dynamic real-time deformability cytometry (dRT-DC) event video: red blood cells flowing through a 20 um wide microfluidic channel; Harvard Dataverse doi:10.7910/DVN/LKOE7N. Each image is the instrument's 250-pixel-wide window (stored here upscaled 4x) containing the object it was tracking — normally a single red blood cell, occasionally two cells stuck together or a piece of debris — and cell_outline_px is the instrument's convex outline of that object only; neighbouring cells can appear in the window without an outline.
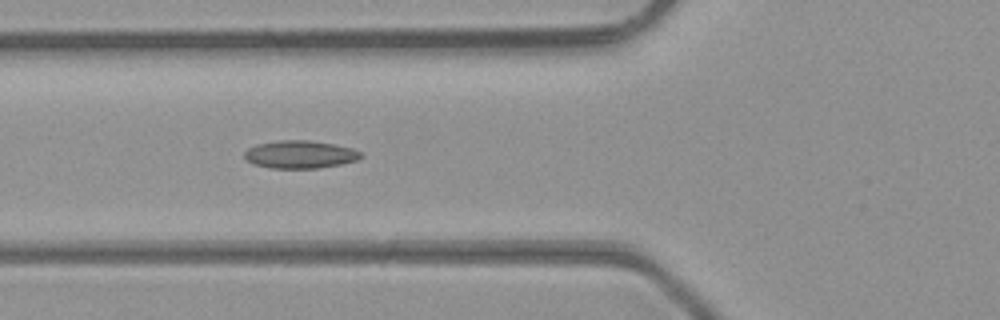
{"species": "common noctule bat (a hibernating species)", "species_latin": "Nyctalus noctula", "temperature_condition": "room temperature", "stored_images_in_passage": 15, "camera_frame_rate_fps": 3000, "um_per_image_px": 0.085, "animal": {"sex": "male", "body_mass_g": 23.1, "forearm_length_mm": 52.7}, "frame": {"image": 1, "passage_image": 7, "time_ms": 2.0, "image_size_px": [1000, 320], "cell_outline_px": [[364, 156], [356, 160], [340, 164], [316, 168], [272, 168], [252, 164], [244, 156], [244, 152], [248, 148], [256, 144], [280, 140], [308, 140], [332, 144], [352, 148], [360, 152]], "centroid_in_image_um": [25.48, 13.12], "position_along_channel_um": 100.3, "area_um2": 18.73}}
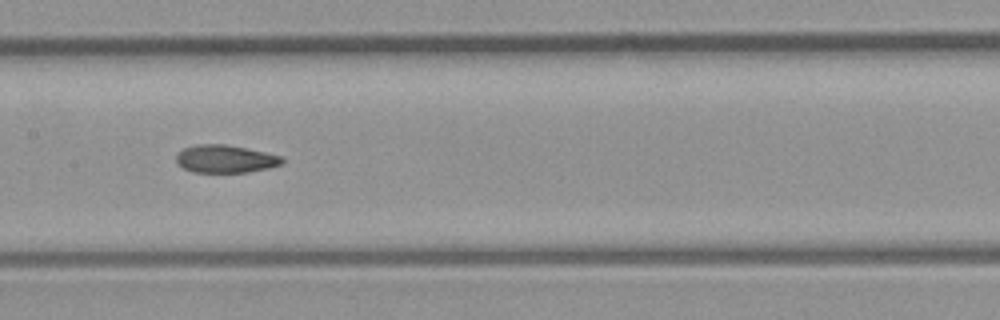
{"frame": {"image": 2, "passage_image": 13, "time_ms": 4.0, "image_size_px": [1000, 320], "cell_outline_px": [[284, 164], [268, 168], [248, 172], [192, 172], [176, 164], [176, 156], [184, 148], [196, 144], [224, 144], [264, 152], [280, 156], [284, 160]], "centroid_in_image_um": [19.14, 13.51], "position_along_channel_um": 188.3, "area_um2": 17.05}}